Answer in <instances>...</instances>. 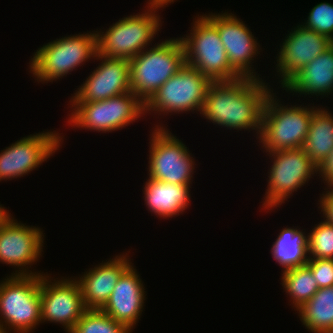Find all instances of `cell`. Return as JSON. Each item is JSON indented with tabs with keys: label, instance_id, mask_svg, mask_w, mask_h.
Returning a JSON list of instances; mask_svg holds the SVG:
<instances>
[{
	"label": "cell",
	"instance_id": "1",
	"mask_svg": "<svg viewBox=\"0 0 333 333\" xmlns=\"http://www.w3.org/2000/svg\"><path fill=\"white\" fill-rule=\"evenodd\" d=\"M263 79L241 77L212 81L200 114L213 125L226 129L256 132L260 135L266 100L273 88Z\"/></svg>",
	"mask_w": 333,
	"mask_h": 333
},
{
	"label": "cell",
	"instance_id": "17",
	"mask_svg": "<svg viewBox=\"0 0 333 333\" xmlns=\"http://www.w3.org/2000/svg\"><path fill=\"white\" fill-rule=\"evenodd\" d=\"M95 60H100V65L75 90L69 103L101 101L131 91L128 60L98 53Z\"/></svg>",
	"mask_w": 333,
	"mask_h": 333
},
{
	"label": "cell",
	"instance_id": "31",
	"mask_svg": "<svg viewBox=\"0 0 333 333\" xmlns=\"http://www.w3.org/2000/svg\"><path fill=\"white\" fill-rule=\"evenodd\" d=\"M318 176L326 187L333 185V150L318 166Z\"/></svg>",
	"mask_w": 333,
	"mask_h": 333
},
{
	"label": "cell",
	"instance_id": "3",
	"mask_svg": "<svg viewBox=\"0 0 333 333\" xmlns=\"http://www.w3.org/2000/svg\"><path fill=\"white\" fill-rule=\"evenodd\" d=\"M96 54L95 30L68 35L38 48L29 62V71L39 83H50L62 79L90 59H95Z\"/></svg>",
	"mask_w": 333,
	"mask_h": 333
},
{
	"label": "cell",
	"instance_id": "19",
	"mask_svg": "<svg viewBox=\"0 0 333 333\" xmlns=\"http://www.w3.org/2000/svg\"><path fill=\"white\" fill-rule=\"evenodd\" d=\"M145 293L142 279L132 264L119 278L102 311L133 332L145 306Z\"/></svg>",
	"mask_w": 333,
	"mask_h": 333
},
{
	"label": "cell",
	"instance_id": "23",
	"mask_svg": "<svg viewBox=\"0 0 333 333\" xmlns=\"http://www.w3.org/2000/svg\"><path fill=\"white\" fill-rule=\"evenodd\" d=\"M303 149L317 166L333 150V115L329 108H315Z\"/></svg>",
	"mask_w": 333,
	"mask_h": 333
},
{
	"label": "cell",
	"instance_id": "4",
	"mask_svg": "<svg viewBox=\"0 0 333 333\" xmlns=\"http://www.w3.org/2000/svg\"><path fill=\"white\" fill-rule=\"evenodd\" d=\"M271 91L263 111L262 126L258 137L264 152L303 147L312 115L317 106L282 105ZM289 106V107H288Z\"/></svg>",
	"mask_w": 333,
	"mask_h": 333
},
{
	"label": "cell",
	"instance_id": "5",
	"mask_svg": "<svg viewBox=\"0 0 333 333\" xmlns=\"http://www.w3.org/2000/svg\"><path fill=\"white\" fill-rule=\"evenodd\" d=\"M41 275H7L0 281V330L31 333L41 323Z\"/></svg>",
	"mask_w": 333,
	"mask_h": 333
},
{
	"label": "cell",
	"instance_id": "24",
	"mask_svg": "<svg viewBox=\"0 0 333 333\" xmlns=\"http://www.w3.org/2000/svg\"><path fill=\"white\" fill-rule=\"evenodd\" d=\"M302 325L312 333H333V286L319 288L296 310Z\"/></svg>",
	"mask_w": 333,
	"mask_h": 333
},
{
	"label": "cell",
	"instance_id": "16",
	"mask_svg": "<svg viewBox=\"0 0 333 333\" xmlns=\"http://www.w3.org/2000/svg\"><path fill=\"white\" fill-rule=\"evenodd\" d=\"M333 44L327 36L300 23L285 36L275 57L276 74L282 88L294 75ZM279 73V74H278Z\"/></svg>",
	"mask_w": 333,
	"mask_h": 333
},
{
	"label": "cell",
	"instance_id": "28",
	"mask_svg": "<svg viewBox=\"0 0 333 333\" xmlns=\"http://www.w3.org/2000/svg\"><path fill=\"white\" fill-rule=\"evenodd\" d=\"M308 15L305 23L302 22L301 25L333 41V4L326 1L317 3Z\"/></svg>",
	"mask_w": 333,
	"mask_h": 333
},
{
	"label": "cell",
	"instance_id": "8",
	"mask_svg": "<svg viewBox=\"0 0 333 333\" xmlns=\"http://www.w3.org/2000/svg\"><path fill=\"white\" fill-rule=\"evenodd\" d=\"M190 34L179 37L186 64L193 66L211 81H231L242 76L230 65L217 28L204 16L193 20Z\"/></svg>",
	"mask_w": 333,
	"mask_h": 333
},
{
	"label": "cell",
	"instance_id": "12",
	"mask_svg": "<svg viewBox=\"0 0 333 333\" xmlns=\"http://www.w3.org/2000/svg\"><path fill=\"white\" fill-rule=\"evenodd\" d=\"M62 138L57 131H43L23 137L1 150L0 181L21 178L40 167L60 149Z\"/></svg>",
	"mask_w": 333,
	"mask_h": 333
},
{
	"label": "cell",
	"instance_id": "27",
	"mask_svg": "<svg viewBox=\"0 0 333 333\" xmlns=\"http://www.w3.org/2000/svg\"><path fill=\"white\" fill-rule=\"evenodd\" d=\"M323 220L307 233L309 259H333V224Z\"/></svg>",
	"mask_w": 333,
	"mask_h": 333
},
{
	"label": "cell",
	"instance_id": "29",
	"mask_svg": "<svg viewBox=\"0 0 333 333\" xmlns=\"http://www.w3.org/2000/svg\"><path fill=\"white\" fill-rule=\"evenodd\" d=\"M306 265L311 269L318 288L333 286V259H308Z\"/></svg>",
	"mask_w": 333,
	"mask_h": 333
},
{
	"label": "cell",
	"instance_id": "6",
	"mask_svg": "<svg viewBox=\"0 0 333 333\" xmlns=\"http://www.w3.org/2000/svg\"><path fill=\"white\" fill-rule=\"evenodd\" d=\"M186 63L180 38L147 47L129 61L130 88L144 103Z\"/></svg>",
	"mask_w": 333,
	"mask_h": 333
},
{
	"label": "cell",
	"instance_id": "7",
	"mask_svg": "<svg viewBox=\"0 0 333 333\" xmlns=\"http://www.w3.org/2000/svg\"><path fill=\"white\" fill-rule=\"evenodd\" d=\"M69 105L68 126L102 133L118 131L145 115V103L132 91L101 101Z\"/></svg>",
	"mask_w": 333,
	"mask_h": 333
},
{
	"label": "cell",
	"instance_id": "9",
	"mask_svg": "<svg viewBox=\"0 0 333 333\" xmlns=\"http://www.w3.org/2000/svg\"><path fill=\"white\" fill-rule=\"evenodd\" d=\"M267 155L272 158L273 164L267 172L269 179L262 207L264 211H272L308 184L310 178L318 174V166L303 147L272 151Z\"/></svg>",
	"mask_w": 333,
	"mask_h": 333
},
{
	"label": "cell",
	"instance_id": "2",
	"mask_svg": "<svg viewBox=\"0 0 333 333\" xmlns=\"http://www.w3.org/2000/svg\"><path fill=\"white\" fill-rule=\"evenodd\" d=\"M146 4L147 9L119 19L106 31L96 30L99 55L130 61L152 46L150 44L153 43L154 37L162 29V17L157 13L164 7L153 0L147 1Z\"/></svg>",
	"mask_w": 333,
	"mask_h": 333
},
{
	"label": "cell",
	"instance_id": "21",
	"mask_svg": "<svg viewBox=\"0 0 333 333\" xmlns=\"http://www.w3.org/2000/svg\"><path fill=\"white\" fill-rule=\"evenodd\" d=\"M143 194L145 205L156 217L169 219L182 214L190 204L191 185L173 184L147 177Z\"/></svg>",
	"mask_w": 333,
	"mask_h": 333
},
{
	"label": "cell",
	"instance_id": "25",
	"mask_svg": "<svg viewBox=\"0 0 333 333\" xmlns=\"http://www.w3.org/2000/svg\"><path fill=\"white\" fill-rule=\"evenodd\" d=\"M281 275L283 290L289 295L290 305L295 311L307 303L319 289L307 265L282 271Z\"/></svg>",
	"mask_w": 333,
	"mask_h": 333
},
{
	"label": "cell",
	"instance_id": "32",
	"mask_svg": "<svg viewBox=\"0 0 333 333\" xmlns=\"http://www.w3.org/2000/svg\"><path fill=\"white\" fill-rule=\"evenodd\" d=\"M12 216L11 213L9 214V210H6V207L0 204V229L13 218Z\"/></svg>",
	"mask_w": 333,
	"mask_h": 333
},
{
	"label": "cell",
	"instance_id": "15",
	"mask_svg": "<svg viewBox=\"0 0 333 333\" xmlns=\"http://www.w3.org/2000/svg\"><path fill=\"white\" fill-rule=\"evenodd\" d=\"M44 234L38 226L23 224L13 217L0 229V263L18 269L11 275H43V272L29 268L38 262L44 252Z\"/></svg>",
	"mask_w": 333,
	"mask_h": 333
},
{
	"label": "cell",
	"instance_id": "20",
	"mask_svg": "<svg viewBox=\"0 0 333 333\" xmlns=\"http://www.w3.org/2000/svg\"><path fill=\"white\" fill-rule=\"evenodd\" d=\"M282 89L292 95L298 94V97L315 95L323 98L332 94L333 44L294 75Z\"/></svg>",
	"mask_w": 333,
	"mask_h": 333
},
{
	"label": "cell",
	"instance_id": "11",
	"mask_svg": "<svg viewBox=\"0 0 333 333\" xmlns=\"http://www.w3.org/2000/svg\"><path fill=\"white\" fill-rule=\"evenodd\" d=\"M153 128L149 142L148 177L191 185L196 164L189 148L163 125L158 124Z\"/></svg>",
	"mask_w": 333,
	"mask_h": 333
},
{
	"label": "cell",
	"instance_id": "33",
	"mask_svg": "<svg viewBox=\"0 0 333 333\" xmlns=\"http://www.w3.org/2000/svg\"><path fill=\"white\" fill-rule=\"evenodd\" d=\"M155 2H157L158 4H161L163 7H166V5L168 6L171 3H174L175 0H153Z\"/></svg>",
	"mask_w": 333,
	"mask_h": 333
},
{
	"label": "cell",
	"instance_id": "13",
	"mask_svg": "<svg viewBox=\"0 0 333 333\" xmlns=\"http://www.w3.org/2000/svg\"><path fill=\"white\" fill-rule=\"evenodd\" d=\"M51 277L45 273L41 275V324L59 323L69 333L87 311L81 289L75 278L53 280Z\"/></svg>",
	"mask_w": 333,
	"mask_h": 333
},
{
	"label": "cell",
	"instance_id": "22",
	"mask_svg": "<svg viewBox=\"0 0 333 333\" xmlns=\"http://www.w3.org/2000/svg\"><path fill=\"white\" fill-rule=\"evenodd\" d=\"M308 234L297 226L285 227L271 246L272 258L283 268L282 271L301 267L308 262Z\"/></svg>",
	"mask_w": 333,
	"mask_h": 333
},
{
	"label": "cell",
	"instance_id": "18",
	"mask_svg": "<svg viewBox=\"0 0 333 333\" xmlns=\"http://www.w3.org/2000/svg\"><path fill=\"white\" fill-rule=\"evenodd\" d=\"M126 252L102 261L76 277L87 310H102L121 275L132 265Z\"/></svg>",
	"mask_w": 333,
	"mask_h": 333
},
{
	"label": "cell",
	"instance_id": "26",
	"mask_svg": "<svg viewBox=\"0 0 333 333\" xmlns=\"http://www.w3.org/2000/svg\"><path fill=\"white\" fill-rule=\"evenodd\" d=\"M69 333H132L102 310H87Z\"/></svg>",
	"mask_w": 333,
	"mask_h": 333
},
{
	"label": "cell",
	"instance_id": "14",
	"mask_svg": "<svg viewBox=\"0 0 333 333\" xmlns=\"http://www.w3.org/2000/svg\"><path fill=\"white\" fill-rule=\"evenodd\" d=\"M203 15L217 28L230 65L242 77L262 79L252 64L254 63L252 61L260 54L261 46L249 27L234 13H228V11Z\"/></svg>",
	"mask_w": 333,
	"mask_h": 333
},
{
	"label": "cell",
	"instance_id": "30",
	"mask_svg": "<svg viewBox=\"0 0 333 333\" xmlns=\"http://www.w3.org/2000/svg\"><path fill=\"white\" fill-rule=\"evenodd\" d=\"M325 191L320 195V200H318V205L320 208V214L322 212L323 218L328 222L333 224V185L325 187Z\"/></svg>",
	"mask_w": 333,
	"mask_h": 333
},
{
	"label": "cell",
	"instance_id": "10",
	"mask_svg": "<svg viewBox=\"0 0 333 333\" xmlns=\"http://www.w3.org/2000/svg\"><path fill=\"white\" fill-rule=\"evenodd\" d=\"M211 82L207 76L185 63L145 102V115L153 112L157 115L200 113Z\"/></svg>",
	"mask_w": 333,
	"mask_h": 333
}]
</instances>
